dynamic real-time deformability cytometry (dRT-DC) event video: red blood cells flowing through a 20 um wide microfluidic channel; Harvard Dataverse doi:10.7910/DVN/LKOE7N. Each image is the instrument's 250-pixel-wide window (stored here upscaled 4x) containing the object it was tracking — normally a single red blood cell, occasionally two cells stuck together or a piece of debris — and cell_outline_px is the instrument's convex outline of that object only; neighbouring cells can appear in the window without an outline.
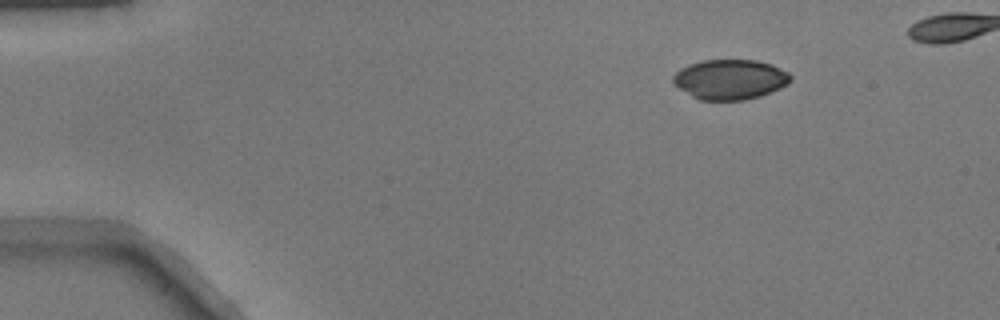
{"species": "common noctule bat (a hibernating species)", "species_latin": "Nyctalus noctula", "temperature_condition": "warm", "stored_images_in_passage": 41, "camera_frame_rate_fps": 3000, "um_per_image_px": 0.085, "animal": {"sex": "male", "body_mass_g": 17.9}, "frame": {"image": 1, "passage_image": 1, "time_ms": 0.0, "image_size_px": [1000, 320], "cell_outline_px": [[792, 80], [788, 84], [780, 88], [760, 96], [744, 100], [700, 100], [692, 96], [672, 84], [672, 76], [680, 68], [704, 60], [756, 60], [772, 64], [788, 72], [792, 76]], "centroid_in_image_um": [62.06, 6.75], "position_along_channel_um": 22.9, "area_um2": 27.46}}
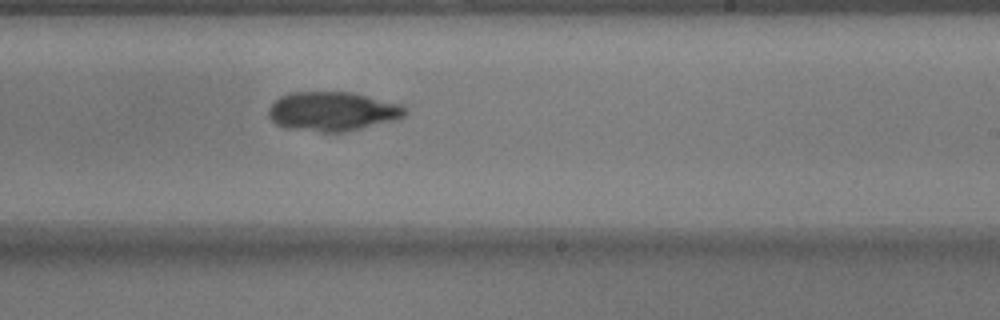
{"frame": {"image": 2, "passage_image": 25, "time_ms": 8.0, "image_size_px": [1000, 320], "cell_outline_px": [[408, 112], [404, 116], [396, 120], [344, 132], [320, 132], [288, 128], [276, 124], [268, 116], [268, 108], [280, 96], [288, 92], [352, 92], [400, 104], [408, 108]], "centroid_in_image_um": [28.27, 9.46], "position_along_channel_um": 260.7, "area_um2": 31.33}}
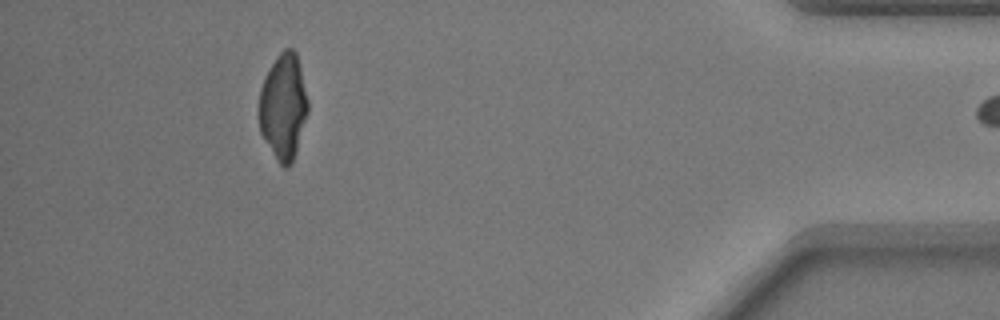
{"frame": {"image": 3, "passage_image": 40, "time_ms": 13.0, "image_size_px": [1000, 320], "cell_outline_px": [[308, 112], [296, 152], [292, 164], [288, 168], [284, 168], [276, 160], [264, 140], [260, 132], [260, 88], [276, 56], [284, 48], [292, 48], [296, 52], [308, 100]], "centroid_in_image_um": [24.1, 9.1], "position_along_channel_um": 411.1, "area_um2": 29.94}}